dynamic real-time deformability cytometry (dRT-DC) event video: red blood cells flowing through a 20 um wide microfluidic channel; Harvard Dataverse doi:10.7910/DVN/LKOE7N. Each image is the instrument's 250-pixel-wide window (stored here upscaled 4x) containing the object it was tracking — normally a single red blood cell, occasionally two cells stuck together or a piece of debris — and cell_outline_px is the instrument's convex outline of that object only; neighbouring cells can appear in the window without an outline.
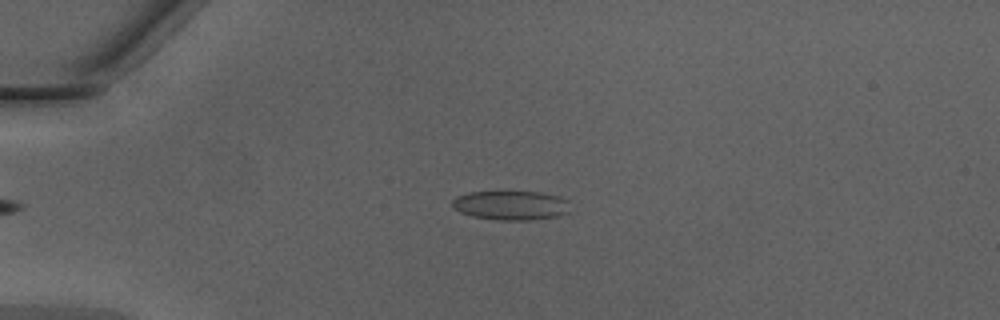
{"species": "Egyptian fruit bat (a non-hibernating species)", "species_latin": "Rousettus aegyptiacus", "temperature_condition": "warm", "stored_images_in_passage": 37, "camera_frame_rate_fps": 3000, "um_per_image_px": 0.085, "animal": {"sex": "male"}, "frame": {"image": 1, "passage_image": 1, "time_ms": 0.0, "image_size_px": [1000, 320], "cell_outline_px": [[568, 212], [556, 216], [532, 220], [496, 220], [472, 216], [460, 212], [452, 208], [452, 200], [456, 196], [468, 192], [544, 192], [560, 196], [568, 200]], "centroid_in_image_um": [43.41, 17.45], "position_along_channel_um": 41.6, "area_um2": 20.23}}
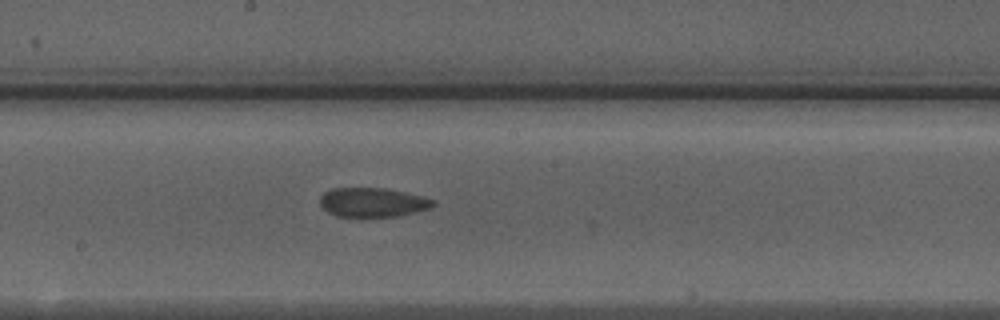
{"frame": {"image": 2, "passage_image": 16, "time_ms": 5.0, "image_size_px": [1000, 320], "cell_outline_px": [[436, 204], [432, 208], [416, 212], [396, 216], [336, 216], [328, 212], [320, 204], [320, 196], [324, 192], [332, 188], [384, 188], [424, 196], [432, 200]], "centroid_in_image_um": [31.68, 17.19], "position_along_channel_um": 216.5, "area_um2": 19.19}}
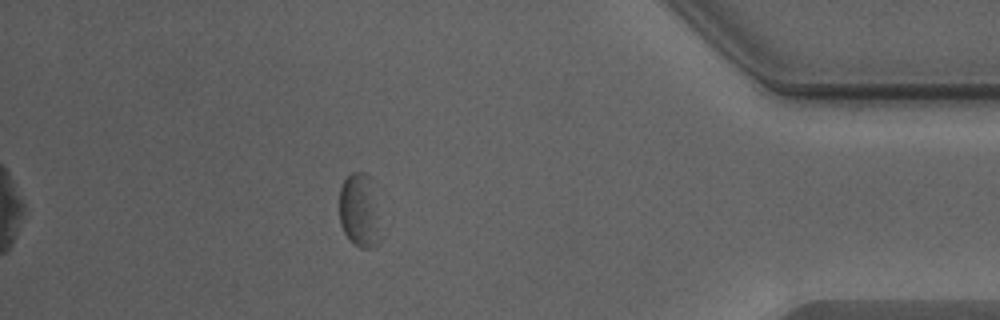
{"frame": {"image": 3, "passage_image": 32, "time_ms": 10.333, "image_size_px": [1000, 320], "cell_outline_px": [[380, 244], [372, 248], [360, 248], [348, 240], [340, 224], [340, 188], [344, 180], [352, 172], [364, 172], [368, 176], [380, 240]], "centroid_in_image_um": [30.48, 17.98], "position_along_channel_um": 404.7, "area_um2": 16.82}}